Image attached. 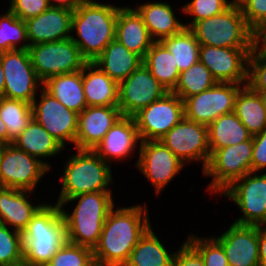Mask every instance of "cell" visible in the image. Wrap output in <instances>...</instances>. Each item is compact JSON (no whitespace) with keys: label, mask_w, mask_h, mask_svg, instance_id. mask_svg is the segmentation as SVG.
Returning <instances> with one entry per match:
<instances>
[{"label":"cell","mask_w":266,"mask_h":266,"mask_svg":"<svg viewBox=\"0 0 266 266\" xmlns=\"http://www.w3.org/2000/svg\"><path fill=\"white\" fill-rule=\"evenodd\" d=\"M263 102H264L265 112H266V95H263Z\"/></svg>","instance_id":"db71d44e"},{"label":"cell","mask_w":266,"mask_h":266,"mask_svg":"<svg viewBox=\"0 0 266 266\" xmlns=\"http://www.w3.org/2000/svg\"><path fill=\"white\" fill-rule=\"evenodd\" d=\"M0 116L7 127V144L12 143L31 121L30 103L2 97L0 99Z\"/></svg>","instance_id":"d590c367"},{"label":"cell","mask_w":266,"mask_h":266,"mask_svg":"<svg viewBox=\"0 0 266 266\" xmlns=\"http://www.w3.org/2000/svg\"><path fill=\"white\" fill-rule=\"evenodd\" d=\"M187 241L200 253L205 266H229L222 246L214 238L191 235Z\"/></svg>","instance_id":"ab89813d"},{"label":"cell","mask_w":266,"mask_h":266,"mask_svg":"<svg viewBox=\"0 0 266 266\" xmlns=\"http://www.w3.org/2000/svg\"><path fill=\"white\" fill-rule=\"evenodd\" d=\"M62 189L57 204L75 196L100 191H110L111 168L93 150H79L68 159L64 167ZM107 187V188H106Z\"/></svg>","instance_id":"5b68a950"},{"label":"cell","mask_w":266,"mask_h":266,"mask_svg":"<svg viewBox=\"0 0 266 266\" xmlns=\"http://www.w3.org/2000/svg\"><path fill=\"white\" fill-rule=\"evenodd\" d=\"M36 266H49L48 264H39V265H36Z\"/></svg>","instance_id":"11a10c76"},{"label":"cell","mask_w":266,"mask_h":266,"mask_svg":"<svg viewBox=\"0 0 266 266\" xmlns=\"http://www.w3.org/2000/svg\"><path fill=\"white\" fill-rule=\"evenodd\" d=\"M82 80L87 106H118L119 84L96 64L87 62L84 65Z\"/></svg>","instance_id":"d4e9b609"},{"label":"cell","mask_w":266,"mask_h":266,"mask_svg":"<svg viewBox=\"0 0 266 266\" xmlns=\"http://www.w3.org/2000/svg\"><path fill=\"white\" fill-rule=\"evenodd\" d=\"M160 141L184 164L189 161H203V169L210 158L208 126L184 117Z\"/></svg>","instance_id":"9a60e30c"},{"label":"cell","mask_w":266,"mask_h":266,"mask_svg":"<svg viewBox=\"0 0 266 266\" xmlns=\"http://www.w3.org/2000/svg\"><path fill=\"white\" fill-rule=\"evenodd\" d=\"M247 85L261 95H266V54L254 49L248 58Z\"/></svg>","instance_id":"b9f144b4"},{"label":"cell","mask_w":266,"mask_h":266,"mask_svg":"<svg viewBox=\"0 0 266 266\" xmlns=\"http://www.w3.org/2000/svg\"><path fill=\"white\" fill-rule=\"evenodd\" d=\"M24 266L47 264L65 241V223L59 204H44L22 232Z\"/></svg>","instance_id":"277c9868"},{"label":"cell","mask_w":266,"mask_h":266,"mask_svg":"<svg viewBox=\"0 0 266 266\" xmlns=\"http://www.w3.org/2000/svg\"><path fill=\"white\" fill-rule=\"evenodd\" d=\"M75 200L79 201L69 215L62 207ZM60 207L65 223V240L93 250L99 241L107 215L115 206L111 191H100L69 198Z\"/></svg>","instance_id":"3957f363"},{"label":"cell","mask_w":266,"mask_h":266,"mask_svg":"<svg viewBox=\"0 0 266 266\" xmlns=\"http://www.w3.org/2000/svg\"><path fill=\"white\" fill-rule=\"evenodd\" d=\"M4 86H5L4 71L0 61V99L4 97Z\"/></svg>","instance_id":"816d5d0a"},{"label":"cell","mask_w":266,"mask_h":266,"mask_svg":"<svg viewBox=\"0 0 266 266\" xmlns=\"http://www.w3.org/2000/svg\"><path fill=\"white\" fill-rule=\"evenodd\" d=\"M241 10L253 31L266 21V0H248Z\"/></svg>","instance_id":"ee69618b"},{"label":"cell","mask_w":266,"mask_h":266,"mask_svg":"<svg viewBox=\"0 0 266 266\" xmlns=\"http://www.w3.org/2000/svg\"><path fill=\"white\" fill-rule=\"evenodd\" d=\"M252 50L253 48H222L200 45L199 61L210 70L217 82L247 83V64Z\"/></svg>","instance_id":"e0dca14e"},{"label":"cell","mask_w":266,"mask_h":266,"mask_svg":"<svg viewBox=\"0 0 266 266\" xmlns=\"http://www.w3.org/2000/svg\"><path fill=\"white\" fill-rule=\"evenodd\" d=\"M151 74L171 92L178 81L180 71L174 56L161 42H154L143 59Z\"/></svg>","instance_id":"d6a6232c"},{"label":"cell","mask_w":266,"mask_h":266,"mask_svg":"<svg viewBox=\"0 0 266 266\" xmlns=\"http://www.w3.org/2000/svg\"><path fill=\"white\" fill-rule=\"evenodd\" d=\"M214 239L222 246L229 266H260L258 226L232 223L226 232Z\"/></svg>","instance_id":"d6986e66"},{"label":"cell","mask_w":266,"mask_h":266,"mask_svg":"<svg viewBox=\"0 0 266 266\" xmlns=\"http://www.w3.org/2000/svg\"><path fill=\"white\" fill-rule=\"evenodd\" d=\"M92 62L119 84L143 63V59L114 39Z\"/></svg>","instance_id":"484cf974"},{"label":"cell","mask_w":266,"mask_h":266,"mask_svg":"<svg viewBox=\"0 0 266 266\" xmlns=\"http://www.w3.org/2000/svg\"><path fill=\"white\" fill-rule=\"evenodd\" d=\"M175 253H168L150 227L139 239L124 266H172Z\"/></svg>","instance_id":"1f68e13d"},{"label":"cell","mask_w":266,"mask_h":266,"mask_svg":"<svg viewBox=\"0 0 266 266\" xmlns=\"http://www.w3.org/2000/svg\"><path fill=\"white\" fill-rule=\"evenodd\" d=\"M227 0H192L182 8L183 12L193 15L191 23L184 24L185 28H190L195 22L210 18L222 13L230 7Z\"/></svg>","instance_id":"60d3db41"},{"label":"cell","mask_w":266,"mask_h":266,"mask_svg":"<svg viewBox=\"0 0 266 266\" xmlns=\"http://www.w3.org/2000/svg\"><path fill=\"white\" fill-rule=\"evenodd\" d=\"M217 81L210 70L200 61L180 72L175 88L171 91L183 101L213 87Z\"/></svg>","instance_id":"e575fe53"},{"label":"cell","mask_w":266,"mask_h":266,"mask_svg":"<svg viewBox=\"0 0 266 266\" xmlns=\"http://www.w3.org/2000/svg\"><path fill=\"white\" fill-rule=\"evenodd\" d=\"M141 141L160 140L184 118L183 100L173 92L152 102L133 116Z\"/></svg>","instance_id":"30bf717a"},{"label":"cell","mask_w":266,"mask_h":266,"mask_svg":"<svg viewBox=\"0 0 266 266\" xmlns=\"http://www.w3.org/2000/svg\"><path fill=\"white\" fill-rule=\"evenodd\" d=\"M20 41L28 42L26 23L8 9L4 16H0V52L15 49L28 50L27 42L17 48Z\"/></svg>","instance_id":"8d00e7d4"},{"label":"cell","mask_w":266,"mask_h":266,"mask_svg":"<svg viewBox=\"0 0 266 266\" xmlns=\"http://www.w3.org/2000/svg\"><path fill=\"white\" fill-rule=\"evenodd\" d=\"M74 11L49 7L38 16L25 21L29 46L56 42L71 38L72 15Z\"/></svg>","instance_id":"44dd1931"},{"label":"cell","mask_w":266,"mask_h":266,"mask_svg":"<svg viewBox=\"0 0 266 266\" xmlns=\"http://www.w3.org/2000/svg\"><path fill=\"white\" fill-rule=\"evenodd\" d=\"M121 116L118 106H87L78 116L77 150H93Z\"/></svg>","instance_id":"ffe728a7"},{"label":"cell","mask_w":266,"mask_h":266,"mask_svg":"<svg viewBox=\"0 0 266 266\" xmlns=\"http://www.w3.org/2000/svg\"><path fill=\"white\" fill-rule=\"evenodd\" d=\"M174 56L180 72L187 70L199 61L200 44L189 28L160 41Z\"/></svg>","instance_id":"836d02e7"},{"label":"cell","mask_w":266,"mask_h":266,"mask_svg":"<svg viewBox=\"0 0 266 266\" xmlns=\"http://www.w3.org/2000/svg\"><path fill=\"white\" fill-rule=\"evenodd\" d=\"M54 1V3H52ZM84 0H48L50 7L74 11ZM57 2V4H55ZM55 4V5H54Z\"/></svg>","instance_id":"681fc988"},{"label":"cell","mask_w":266,"mask_h":266,"mask_svg":"<svg viewBox=\"0 0 266 266\" xmlns=\"http://www.w3.org/2000/svg\"><path fill=\"white\" fill-rule=\"evenodd\" d=\"M169 92L142 63L118 86V108L122 116L133 117L141 109Z\"/></svg>","instance_id":"5bb4252c"},{"label":"cell","mask_w":266,"mask_h":266,"mask_svg":"<svg viewBox=\"0 0 266 266\" xmlns=\"http://www.w3.org/2000/svg\"><path fill=\"white\" fill-rule=\"evenodd\" d=\"M253 39V49L256 52L266 54V21L253 31ZM259 44L261 45L260 47Z\"/></svg>","instance_id":"7dc6e473"},{"label":"cell","mask_w":266,"mask_h":266,"mask_svg":"<svg viewBox=\"0 0 266 266\" xmlns=\"http://www.w3.org/2000/svg\"><path fill=\"white\" fill-rule=\"evenodd\" d=\"M0 144L6 145L7 144V127L5 123L2 121L0 116Z\"/></svg>","instance_id":"f907efd6"},{"label":"cell","mask_w":266,"mask_h":266,"mask_svg":"<svg viewBox=\"0 0 266 266\" xmlns=\"http://www.w3.org/2000/svg\"><path fill=\"white\" fill-rule=\"evenodd\" d=\"M12 144L37 159L54 156L64 148L33 118Z\"/></svg>","instance_id":"f546056e"},{"label":"cell","mask_w":266,"mask_h":266,"mask_svg":"<svg viewBox=\"0 0 266 266\" xmlns=\"http://www.w3.org/2000/svg\"><path fill=\"white\" fill-rule=\"evenodd\" d=\"M200 45L222 48H253V30L241 8L230 6L220 14L195 22L189 28Z\"/></svg>","instance_id":"8992f818"},{"label":"cell","mask_w":266,"mask_h":266,"mask_svg":"<svg viewBox=\"0 0 266 266\" xmlns=\"http://www.w3.org/2000/svg\"><path fill=\"white\" fill-rule=\"evenodd\" d=\"M4 71V97L32 103L36 97L37 84L43 86L32 65L29 50L15 49L0 52Z\"/></svg>","instance_id":"8fae6325"},{"label":"cell","mask_w":266,"mask_h":266,"mask_svg":"<svg viewBox=\"0 0 266 266\" xmlns=\"http://www.w3.org/2000/svg\"><path fill=\"white\" fill-rule=\"evenodd\" d=\"M208 136L210 153L220 148L239 144L252 137L234 112L215 119L208 126Z\"/></svg>","instance_id":"4dcf8cb0"},{"label":"cell","mask_w":266,"mask_h":266,"mask_svg":"<svg viewBox=\"0 0 266 266\" xmlns=\"http://www.w3.org/2000/svg\"><path fill=\"white\" fill-rule=\"evenodd\" d=\"M253 174L250 172L235 180L222 192L233 200L243 213V216L234 222L238 225L266 224V173L259 176Z\"/></svg>","instance_id":"7c38bea8"},{"label":"cell","mask_w":266,"mask_h":266,"mask_svg":"<svg viewBox=\"0 0 266 266\" xmlns=\"http://www.w3.org/2000/svg\"><path fill=\"white\" fill-rule=\"evenodd\" d=\"M243 84L217 82L213 87L186 98L184 117L209 126L219 116L234 112L235 98Z\"/></svg>","instance_id":"4fadbf2b"},{"label":"cell","mask_w":266,"mask_h":266,"mask_svg":"<svg viewBox=\"0 0 266 266\" xmlns=\"http://www.w3.org/2000/svg\"><path fill=\"white\" fill-rule=\"evenodd\" d=\"M137 167L154 185L156 194L177 175L184 163L160 140L140 141Z\"/></svg>","instance_id":"ac0fdd59"},{"label":"cell","mask_w":266,"mask_h":266,"mask_svg":"<svg viewBox=\"0 0 266 266\" xmlns=\"http://www.w3.org/2000/svg\"><path fill=\"white\" fill-rule=\"evenodd\" d=\"M27 192L31 193L28 190L0 187V224H9L23 232L31 218L44 205H32L25 195Z\"/></svg>","instance_id":"cb8c5ba5"},{"label":"cell","mask_w":266,"mask_h":266,"mask_svg":"<svg viewBox=\"0 0 266 266\" xmlns=\"http://www.w3.org/2000/svg\"><path fill=\"white\" fill-rule=\"evenodd\" d=\"M137 140L141 141L134 118L121 116L93 151L108 163L112 157L122 159L132 154Z\"/></svg>","instance_id":"7402d4cb"},{"label":"cell","mask_w":266,"mask_h":266,"mask_svg":"<svg viewBox=\"0 0 266 266\" xmlns=\"http://www.w3.org/2000/svg\"><path fill=\"white\" fill-rule=\"evenodd\" d=\"M10 2L8 9L23 21L38 16L50 7L48 0H11Z\"/></svg>","instance_id":"7bdbcfd3"},{"label":"cell","mask_w":266,"mask_h":266,"mask_svg":"<svg viewBox=\"0 0 266 266\" xmlns=\"http://www.w3.org/2000/svg\"><path fill=\"white\" fill-rule=\"evenodd\" d=\"M14 144L2 145L0 153V187L32 191L50 167Z\"/></svg>","instance_id":"9c48e42d"},{"label":"cell","mask_w":266,"mask_h":266,"mask_svg":"<svg viewBox=\"0 0 266 266\" xmlns=\"http://www.w3.org/2000/svg\"><path fill=\"white\" fill-rule=\"evenodd\" d=\"M42 88L60 101L66 108L78 114L87 107L82 70L52 76L43 82Z\"/></svg>","instance_id":"83f0119b"},{"label":"cell","mask_w":266,"mask_h":266,"mask_svg":"<svg viewBox=\"0 0 266 266\" xmlns=\"http://www.w3.org/2000/svg\"><path fill=\"white\" fill-rule=\"evenodd\" d=\"M253 138L239 144L214 150L203 170L205 176H212L208 188L215 193L223 192L235 180L252 172Z\"/></svg>","instance_id":"52a82bcc"},{"label":"cell","mask_w":266,"mask_h":266,"mask_svg":"<svg viewBox=\"0 0 266 266\" xmlns=\"http://www.w3.org/2000/svg\"><path fill=\"white\" fill-rule=\"evenodd\" d=\"M253 138L251 169L255 173L266 168V128Z\"/></svg>","instance_id":"bcb514c9"},{"label":"cell","mask_w":266,"mask_h":266,"mask_svg":"<svg viewBox=\"0 0 266 266\" xmlns=\"http://www.w3.org/2000/svg\"><path fill=\"white\" fill-rule=\"evenodd\" d=\"M49 266H96L93 250L65 240L58 248Z\"/></svg>","instance_id":"f35d334b"},{"label":"cell","mask_w":266,"mask_h":266,"mask_svg":"<svg viewBox=\"0 0 266 266\" xmlns=\"http://www.w3.org/2000/svg\"><path fill=\"white\" fill-rule=\"evenodd\" d=\"M32 65L43 82L48 78L82 70L88 62L71 38L29 46Z\"/></svg>","instance_id":"ba28073f"},{"label":"cell","mask_w":266,"mask_h":266,"mask_svg":"<svg viewBox=\"0 0 266 266\" xmlns=\"http://www.w3.org/2000/svg\"><path fill=\"white\" fill-rule=\"evenodd\" d=\"M151 227L147 206L114 207L93 249L96 266H124L139 239Z\"/></svg>","instance_id":"6da1fadb"},{"label":"cell","mask_w":266,"mask_h":266,"mask_svg":"<svg viewBox=\"0 0 266 266\" xmlns=\"http://www.w3.org/2000/svg\"><path fill=\"white\" fill-rule=\"evenodd\" d=\"M258 252L260 266H266V224L258 226Z\"/></svg>","instance_id":"c3c4849f"},{"label":"cell","mask_w":266,"mask_h":266,"mask_svg":"<svg viewBox=\"0 0 266 266\" xmlns=\"http://www.w3.org/2000/svg\"><path fill=\"white\" fill-rule=\"evenodd\" d=\"M39 104L36 99L31 103L32 117L63 147L66 142L75 144L79 114L66 108L44 88Z\"/></svg>","instance_id":"2e32d148"},{"label":"cell","mask_w":266,"mask_h":266,"mask_svg":"<svg viewBox=\"0 0 266 266\" xmlns=\"http://www.w3.org/2000/svg\"><path fill=\"white\" fill-rule=\"evenodd\" d=\"M136 10L142 16L144 24L155 42L178 34L185 28V25L176 19L173 8L167 2L141 4Z\"/></svg>","instance_id":"4316f807"},{"label":"cell","mask_w":266,"mask_h":266,"mask_svg":"<svg viewBox=\"0 0 266 266\" xmlns=\"http://www.w3.org/2000/svg\"><path fill=\"white\" fill-rule=\"evenodd\" d=\"M172 266H205L200 253L186 240L175 252Z\"/></svg>","instance_id":"f6af8a7d"},{"label":"cell","mask_w":266,"mask_h":266,"mask_svg":"<svg viewBox=\"0 0 266 266\" xmlns=\"http://www.w3.org/2000/svg\"><path fill=\"white\" fill-rule=\"evenodd\" d=\"M248 0H233V2H228L230 6L232 7H238L242 8L243 5L247 2Z\"/></svg>","instance_id":"f5cc1de1"},{"label":"cell","mask_w":266,"mask_h":266,"mask_svg":"<svg viewBox=\"0 0 266 266\" xmlns=\"http://www.w3.org/2000/svg\"><path fill=\"white\" fill-rule=\"evenodd\" d=\"M0 224V266H24L22 233Z\"/></svg>","instance_id":"74e56055"},{"label":"cell","mask_w":266,"mask_h":266,"mask_svg":"<svg viewBox=\"0 0 266 266\" xmlns=\"http://www.w3.org/2000/svg\"><path fill=\"white\" fill-rule=\"evenodd\" d=\"M115 39L129 51L145 58L155 42L144 24L142 16L134 8L120 7L116 22Z\"/></svg>","instance_id":"603a6c76"},{"label":"cell","mask_w":266,"mask_h":266,"mask_svg":"<svg viewBox=\"0 0 266 266\" xmlns=\"http://www.w3.org/2000/svg\"><path fill=\"white\" fill-rule=\"evenodd\" d=\"M119 8L84 0L74 10L71 30H75L79 38L71 36V39L88 62L95 60L115 39Z\"/></svg>","instance_id":"7a4b0ae2"},{"label":"cell","mask_w":266,"mask_h":266,"mask_svg":"<svg viewBox=\"0 0 266 266\" xmlns=\"http://www.w3.org/2000/svg\"><path fill=\"white\" fill-rule=\"evenodd\" d=\"M234 113L252 136L266 128V112L263 95L247 84L241 87L235 98Z\"/></svg>","instance_id":"f1b7e54d"}]
</instances>
